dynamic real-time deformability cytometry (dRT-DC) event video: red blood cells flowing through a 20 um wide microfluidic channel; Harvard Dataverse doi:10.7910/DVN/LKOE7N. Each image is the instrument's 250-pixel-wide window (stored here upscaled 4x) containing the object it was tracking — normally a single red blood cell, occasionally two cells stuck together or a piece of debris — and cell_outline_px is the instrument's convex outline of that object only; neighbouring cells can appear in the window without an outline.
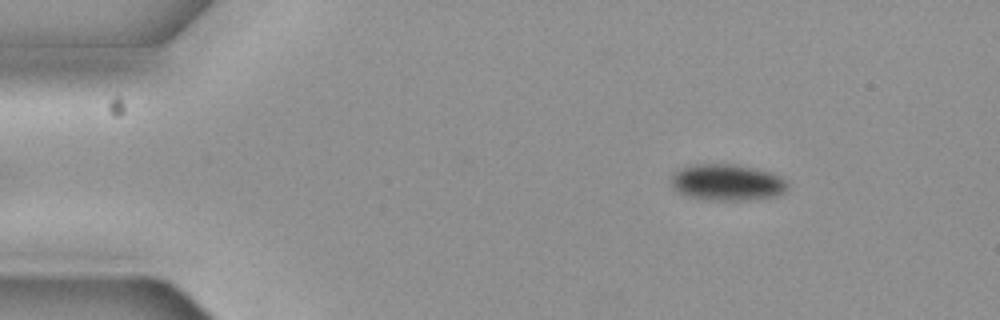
{"species": "common noctule bat (a hibernating species)", "species_latin": "Nyctalus noctula", "temperature_condition": "cold", "stored_images_in_passage": 2, "camera_frame_rate_fps": 3000, "um_per_image_px": 0.085, "animal": {"sex": "female", "body_mass_g": 19.3, "forearm_length_mm": 54.1}, "frame": {"image": 1, "passage_image": 2, "time_ms": 0.333, "image_size_px": [1000, 320], "cell_outline_px": [[788, 184], [784, 192], [776, 196], [748, 200], [704, 200], [684, 196], [676, 192], [672, 188], [672, 172], [680, 168], [696, 164], [736, 164], [768, 172], [784, 180]], "centroid_in_image_um": [61.72, 15.52], "position_along_channel_um": 23.3, "area_um2": 24.74}}